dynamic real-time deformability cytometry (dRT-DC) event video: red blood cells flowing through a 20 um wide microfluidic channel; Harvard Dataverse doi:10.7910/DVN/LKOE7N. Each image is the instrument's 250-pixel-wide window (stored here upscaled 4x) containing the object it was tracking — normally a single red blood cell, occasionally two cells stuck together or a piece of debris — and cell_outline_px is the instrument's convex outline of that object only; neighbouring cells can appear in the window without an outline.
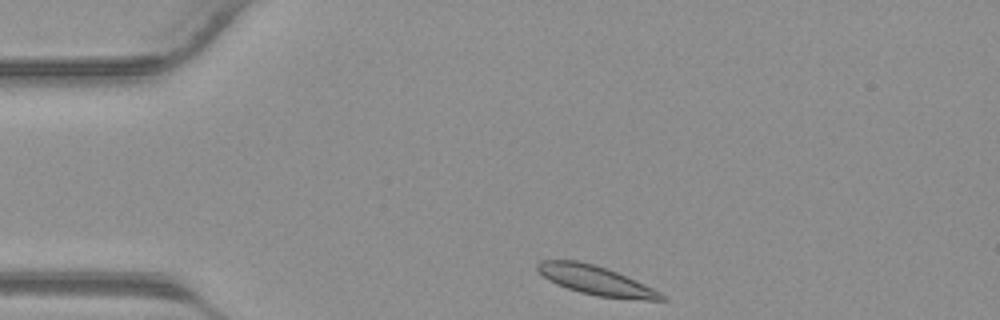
{"species": "common noctule bat (a hibernating species)", "species_latin": "Nyctalus noctula", "temperature_condition": "warm", "stored_images_in_passage": 28, "camera_frame_rate_fps": 3000, "um_per_image_px": 0.085, "animal": {"sex": "male", "body_mass_g": 23.1, "forearm_length_mm": 52.7}, "frame": {"image": 1, "passage_image": 1, "time_ms": 0.0, "image_size_px": [1000, 320], "cell_outline_px": [[668, 300], [644, 300], [596, 296], [580, 292], [556, 284], [548, 280], [536, 268], [536, 264], [540, 260], [576, 260], [596, 264], [608, 268], [644, 284], [668, 296]], "centroid_in_image_um": [50.67, 23.83], "position_along_channel_um": 34.3, "area_um2": 21.15}}
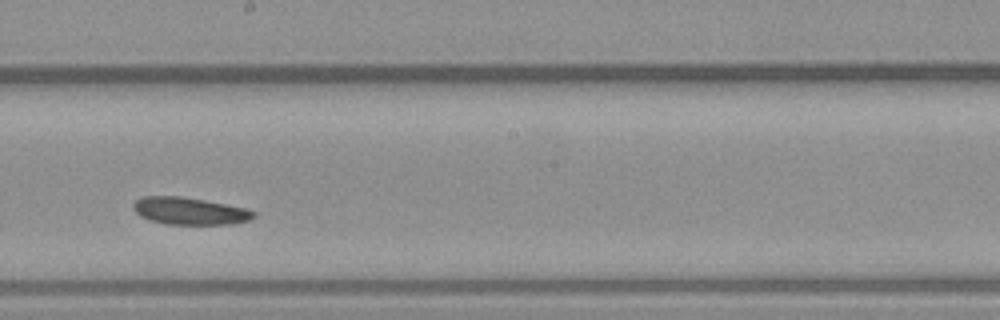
{"frame": {"image": 2, "passage_image": 16, "time_ms": 5.0, "image_size_px": [1000, 320], "cell_outline_px": [[256, 216], [248, 220], [232, 224], [168, 224], [148, 220], [140, 216], [132, 208], [132, 204], [136, 200], [144, 196], [180, 196], [204, 200], [248, 208], [256, 212]], "centroid_in_image_um": [16.12, 17.93], "position_along_channel_um": 232.1, "area_um2": 19.19}}
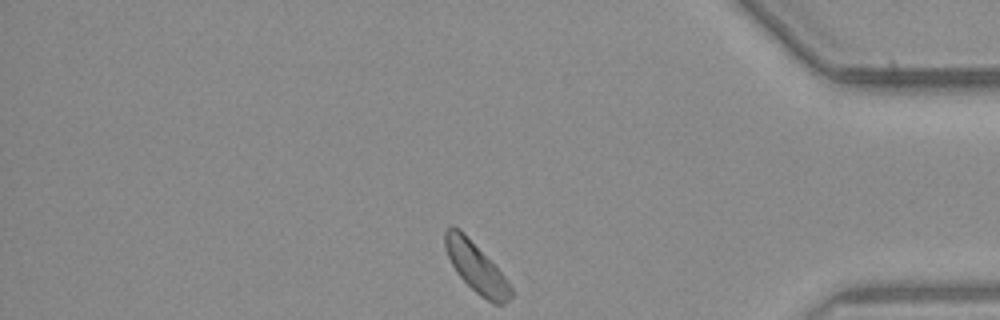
{"frame": {"image": 3, "passage_image": 28, "time_ms": 9.0, "image_size_px": [1000, 320], "cell_outline_px": [[512, 296], [504, 304], [492, 304], [480, 296], [456, 272], [444, 248], [444, 232], [452, 224], [464, 232], [504, 276], [512, 288]], "centroid_in_image_um": [40.45, 22.73], "position_along_channel_um": 394.7, "area_um2": 18.84}}